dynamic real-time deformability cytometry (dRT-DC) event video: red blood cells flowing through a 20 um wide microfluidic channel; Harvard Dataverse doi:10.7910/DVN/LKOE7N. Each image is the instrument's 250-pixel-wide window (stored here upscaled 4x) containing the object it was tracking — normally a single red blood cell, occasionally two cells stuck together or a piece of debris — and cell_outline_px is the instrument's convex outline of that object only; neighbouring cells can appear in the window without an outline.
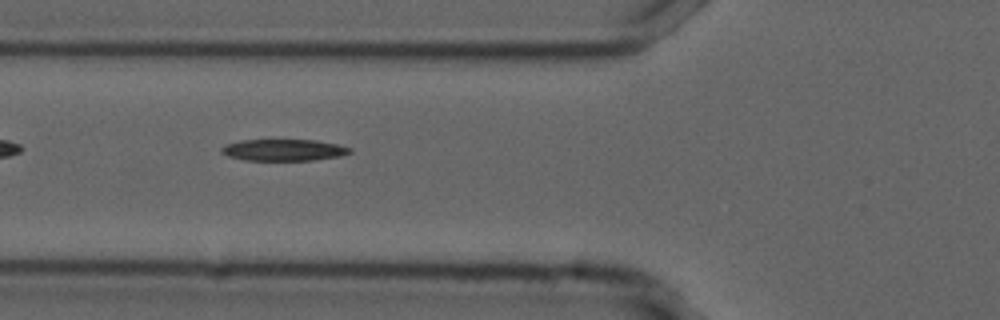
{"species": "common noctule bat (a hibernating species)", "species_latin": "Nyctalus noctula", "temperature_condition": "cold", "stored_images_in_passage": 39, "camera_frame_rate_fps": 3000, "um_per_image_px": 0.085, "animal": {"sex": "male", "forearm_length_mm": 52.5}, "frame": {"image": 1, "passage_image": 3, "time_ms": 0.667, "image_size_px": [1000, 320], "cell_outline_px": [[352, 152], [340, 156], [312, 160], [244, 160], [228, 156], [220, 152], [220, 148], [224, 144], [244, 140], [316, 140], [336, 144], [352, 148]], "centroid_in_image_um": [24.09, 12.75], "position_along_channel_um": 101.7, "area_um2": 16.13}}
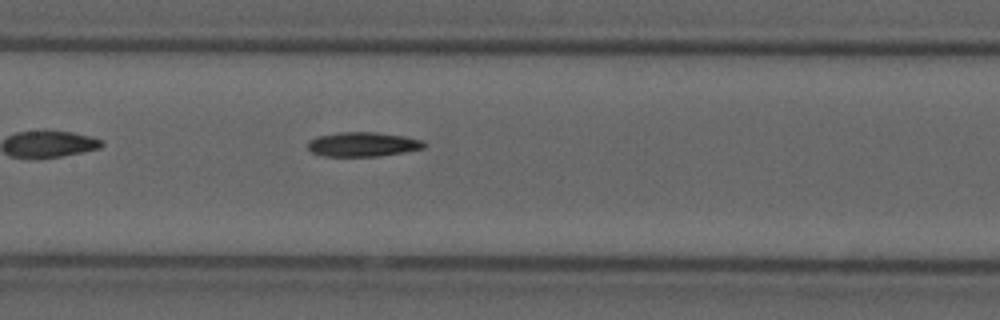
{"frame": {"image": 2, "passage_image": 9, "time_ms": 2.667, "image_size_px": [1000, 320], "cell_outline_px": [[428, 144], [424, 148], [404, 152], [380, 156], [324, 156], [312, 152], [308, 148], [308, 140], [316, 136], [336, 132], [376, 132], [404, 136], [420, 140]], "centroid_in_image_um": [30.82, 12.26], "position_along_channel_um": 176.6, "area_um2": 16.65}}
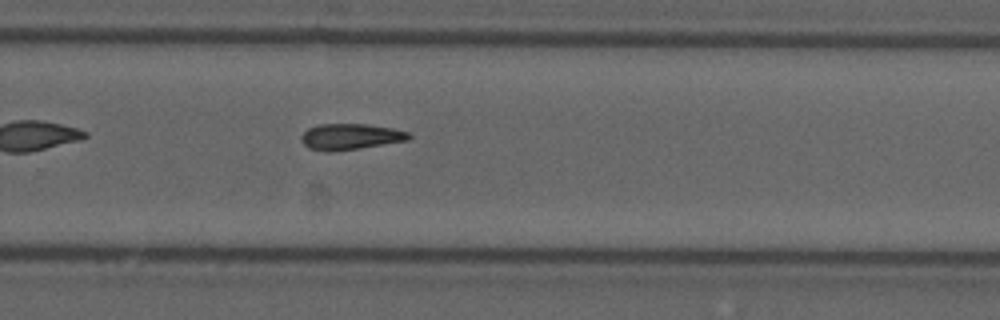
{"frame": {"image": 3, "passage_image": 19, "time_ms": 6.0, "image_size_px": [1000, 320], "cell_outline_px": [[412, 136], [408, 140], [360, 148], [332, 152], [328, 152], [308, 148], [304, 144], [300, 136], [308, 128], [316, 124], [368, 124], [392, 128], [408, 132]], "centroid_in_image_um": [29.76, 11.61], "position_along_channel_um": 300.0, "area_um2": 16.36}}